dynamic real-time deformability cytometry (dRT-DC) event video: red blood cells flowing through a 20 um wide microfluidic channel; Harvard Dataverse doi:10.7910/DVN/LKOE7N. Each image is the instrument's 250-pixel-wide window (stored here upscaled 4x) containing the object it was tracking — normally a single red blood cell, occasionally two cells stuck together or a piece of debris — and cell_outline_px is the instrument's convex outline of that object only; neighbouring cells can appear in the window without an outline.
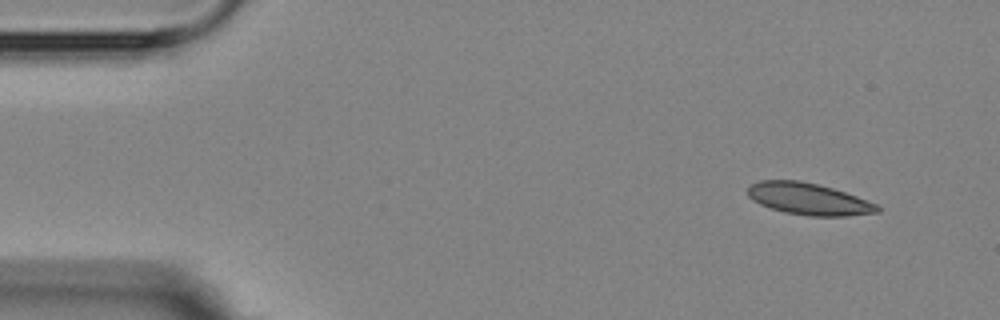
{"species": "Egyptian fruit bat (a non-hibernating species)", "species_latin": "Rousettus aegyptiacus", "temperature_condition": "room temperature", "stored_images_in_passage": 5, "camera_frame_rate_fps": 3000, "um_per_image_px": 0.085, "animal": {"sex": "female"}, "frame": {"image": 1, "passage_image": 1, "time_ms": 0.0, "image_size_px": [1000, 320], "cell_outline_px": [[880, 212], [848, 216], [808, 216], [784, 212], [760, 204], [752, 200], [748, 196], [748, 188], [752, 184], [760, 180], [800, 180], [832, 188], [856, 196], [876, 204], [880, 208]], "centroid_in_image_um": [68.72, 16.91], "position_along_channel_um": 16.3, "area_um2": 23.87}}
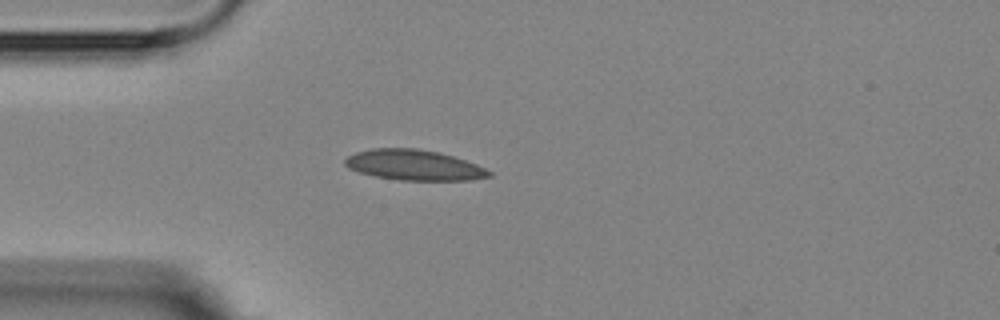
{"frame": {"image": 2, "passage_image": 4, "time_ms": 3.333, "image_size_px": [1000, 320], "cell_outline_px": [[492, 176], [472, 180], [400, 180], [376, 176], [360, 172], [348, 168], [344, 164], [344, 160], [348, 156], [356, 152], [372, 148], [416, 148], [440, 152], [476, 164], [492, 172]], "centroid_in_image_um": [35.19, 14.02], "position_along_channel_um": 49.8, "area_um2": 25.49}}